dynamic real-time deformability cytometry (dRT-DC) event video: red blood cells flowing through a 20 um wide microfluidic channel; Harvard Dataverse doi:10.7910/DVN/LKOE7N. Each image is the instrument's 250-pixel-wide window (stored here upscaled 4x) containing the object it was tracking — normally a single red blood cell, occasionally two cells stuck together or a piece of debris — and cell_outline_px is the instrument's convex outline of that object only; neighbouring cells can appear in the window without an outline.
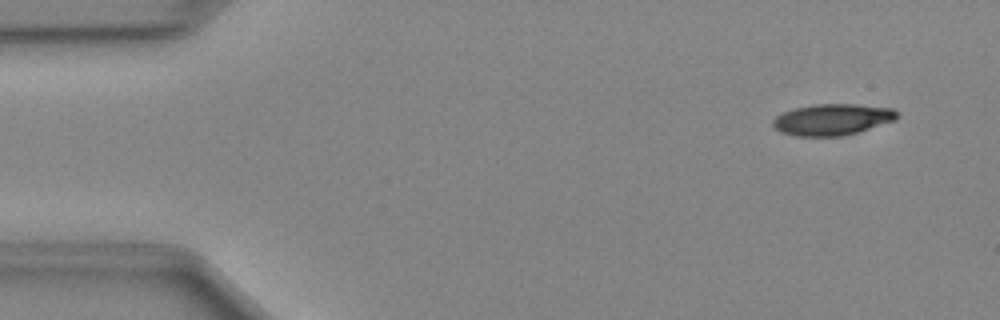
{"species": "Egyptian fruit bat (a non-hibernating species)", "species_latin": "Rousettus aegyptiacus", "temperature_condition": "cold", "stored_images_in_passage": 45, "camera_frame_rate_fps": 3000, "um_per_image_px": 0.085, "animal": {"sex": "female"}, "frame": {"image": 1, "passage_image": 1, "time_ms": 0.0, "image_size_px": [1000, 320], "cell_outline_px": [[896, 120], [856, 132], [840, 136], [796, 136], [780, 132], [772, 124], [772, 120], [776, 116], [792, 108], [812, 104], [856, 104], [892, 108], [896, 112]], "centroid_in_image_um": [70.7, 10.15], "position_along_channel_um": 14.3, "area_um2": 22.54}}
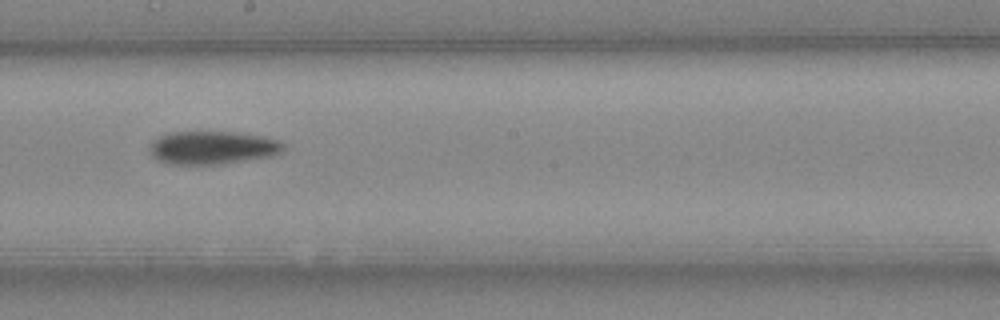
{"frame": {"image": 2, "passage_image": 24, "time_ms": 7.667, "image_size_px": [1000, 320], "cell_outline_px": [[284, 148], [280, 152], [272, 156], [216, 164], [168, 164], [156, 160], [152, 156], [148, 148], [160, 136], [168, 132], [240, 132], [280, 140], [284, 144]], "centroid_in_image_um": [18.05, 12.55], "position_along_channel_um": 230.2, "area_um2": 25.72}}
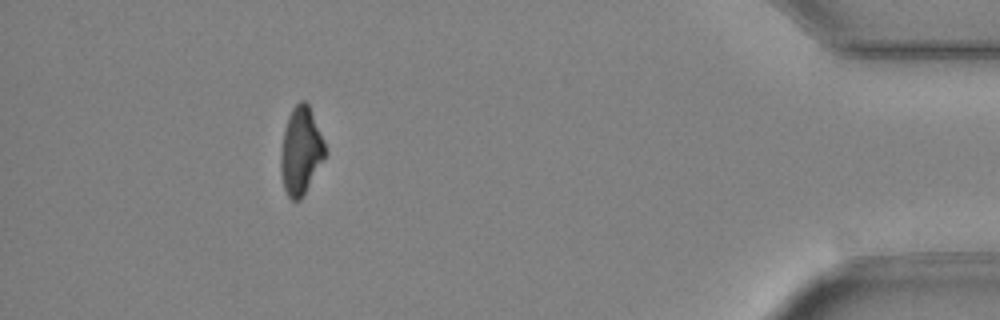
{"frame": {"image": 3, "passage_image": 41, "time_ms": 13.333, "image_size_px": [1000, 320], "cell_outline_px": [[324, 156], [300, 200], [292, 200], [288, 196], [284, 188], [280, 172], [280, 152], [284, 132], [288, 116], [292, 108], [300, 100], [304, 100], [308, 104], [324, 140]], "centroid_in_image_um": [25.53, 12.8], "position_along_channel_um": 409.7, "area_um2": 22.02}}